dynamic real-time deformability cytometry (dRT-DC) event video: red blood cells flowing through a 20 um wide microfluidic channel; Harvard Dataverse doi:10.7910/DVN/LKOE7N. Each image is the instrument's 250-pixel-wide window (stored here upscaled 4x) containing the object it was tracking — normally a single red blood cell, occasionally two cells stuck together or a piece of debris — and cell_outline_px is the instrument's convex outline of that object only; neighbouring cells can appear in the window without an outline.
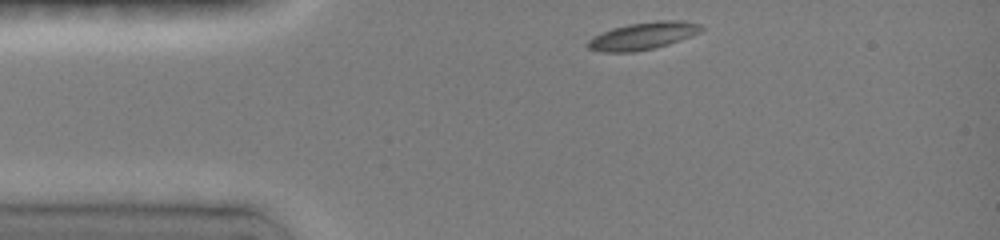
{"species": "common noctule bat (a hibernating species)", "species_latin": "Nyctalus noctula", "temperature_condition": "room temperature", "stored_images_in_passage": 5, "camera_frame_rate_fps": 3000, "um_per_image_px": 0.085, "animal": {"sex": "female", "body_mass_g": 19.0, "forearm_length_mm": 51.5}, "frame": {"image": 1, "passage_image": 1, "time_ms": 0.0, "image_size_px": [1000, 240], "cell_outline_px": [[704, 28], [700, 32], [668, 44], [652, 48], [628, 52], [604, 52], [588, 48], [588, 40], [612, 28], [628, 24], [656, 20], [684, 20], [700, 24]], "centroid_in_image_um": [54.69, 3.03], "position_along_channel_um": 30.3, "area_um2": 17.74}}